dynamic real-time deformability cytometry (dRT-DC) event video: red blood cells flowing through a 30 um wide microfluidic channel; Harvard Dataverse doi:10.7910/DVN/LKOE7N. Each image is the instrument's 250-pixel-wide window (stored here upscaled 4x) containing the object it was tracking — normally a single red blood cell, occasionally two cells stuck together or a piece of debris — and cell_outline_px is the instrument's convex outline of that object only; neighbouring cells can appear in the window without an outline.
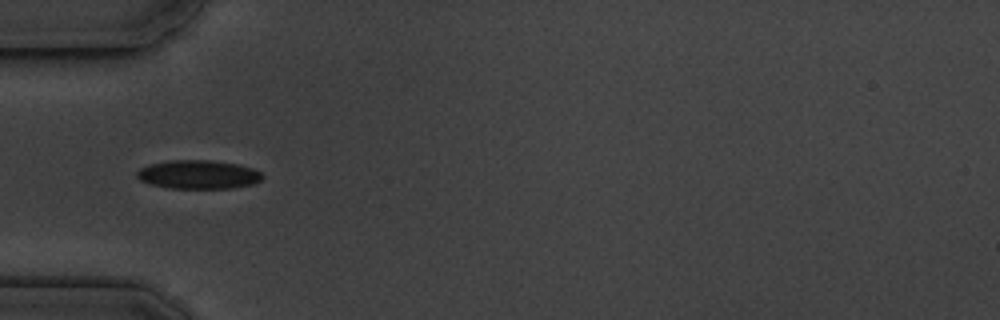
{"species": "common noctule bat (a hibernating species)", "species_latin": "Nyctalus noctula", "temperature_condition": "cold", "stored_images_in_passage": 10, "camera_frame_rate_fps": 3000, "um_per_image_px": 0.085, "animal": {"sex": "male", "body_mass_g": 19.5, "forearm_length_mm": 54.6}, "frame": {"image": 1, "passage_image": 4, "time_ms": 3.667, "image_size_px": [1000, 320], "cell_outline_px": [[264, 176], [260, 180], [252, 184], [232, 188], [168, 188], [148, 184], [140, 180], [136, 176], [136, 172], [140, 168], [148, 164], [168, 160], [208, 160], [240, 164], [252, 168], [260, 172]], "centroid_in_image_um": [16.82, 14.83], "position_along_channel_um": 68.2, "area_um2": 21.15}}
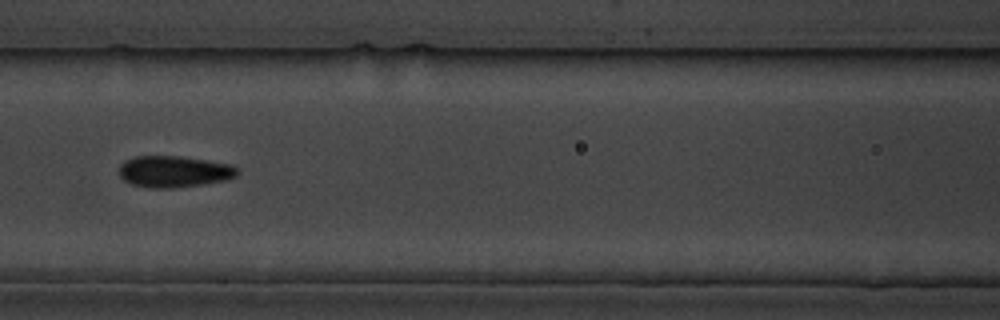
{"frame": {"image": 2, "passage_image": 6, "time_ms": 6.0, "image_size_px": [1000, 320], "cell_outline_px": [[240, 172], [236, 176], [224, 180], [204, 184], [172, 188], [152, 188], [132, 184], [124, 180], [120, 176], [120, 164], [124, 160], [136, 156], [180, 156], [232, 164]], "centroid_in_image_um": [14.79, 14.58], "position_along_channel_um": 151.8, "area_um2": 21.68}}
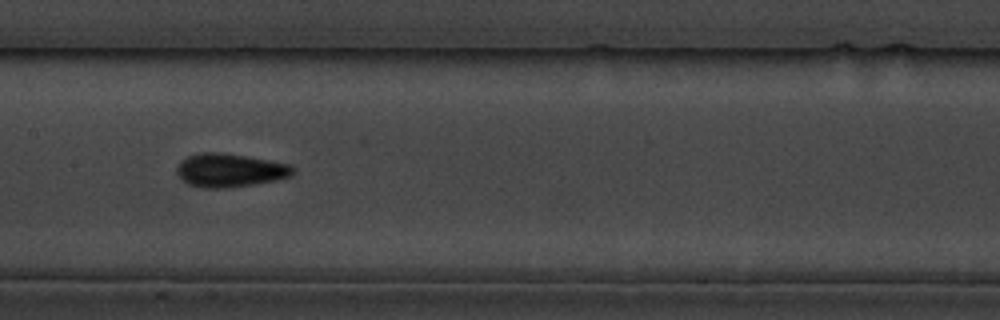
{"frame": {"image": 3, "passage_image": 7, "time_ms": 7.0, "image_size_px": [1000, 320], "cell_outline_px": [[292, 176], [276, 180], [256, 184], [228, 188], [200, 188], [188, 184], [176, 172], [176, 168], [180, 160], [188, 156], [200, 152], [220, 152], [292, 164]], "centroid_in_image_um": [19.51, 14.48], "position_along_channel_um": 187.9, "area_um2": 22.72}}